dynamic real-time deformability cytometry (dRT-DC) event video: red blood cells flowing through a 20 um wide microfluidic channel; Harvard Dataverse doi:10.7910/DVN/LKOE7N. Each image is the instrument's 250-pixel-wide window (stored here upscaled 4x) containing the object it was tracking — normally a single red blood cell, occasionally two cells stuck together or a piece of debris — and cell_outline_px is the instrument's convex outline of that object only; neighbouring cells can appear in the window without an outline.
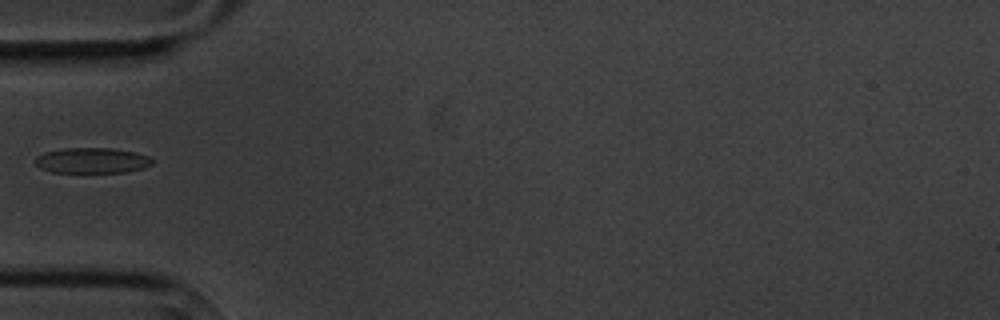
{"species": "common noctule bat (a hibernating species)", "species_latin": "Nyctalus noctula", "temperature_condition": "cold", "stored_images_in_passage": 1, "camera_frame_rate_fps": 3000, "um_per_image_px": 0.085, "animal": {"sex": "male", "body_mass_g": 20.1, "forearm_length_mm": 53.5}, "frame": {"image": 1, "passage_image": 1, "time_ms": 0.0, "image_size_px": [1000, 320], "cell_outline_px": [[156, 160], [152, 164], [144, 168], [128, 172], [52, 172], [40, 168], [36, 164], [36, 156], [44, 152], [64, 148], [112, 148], [136, 152], [148, 156]], "centroid_in_image_um": [7.86, 13.64], "position_along_channel_um": 77.1, "area_um2": 17.51}}